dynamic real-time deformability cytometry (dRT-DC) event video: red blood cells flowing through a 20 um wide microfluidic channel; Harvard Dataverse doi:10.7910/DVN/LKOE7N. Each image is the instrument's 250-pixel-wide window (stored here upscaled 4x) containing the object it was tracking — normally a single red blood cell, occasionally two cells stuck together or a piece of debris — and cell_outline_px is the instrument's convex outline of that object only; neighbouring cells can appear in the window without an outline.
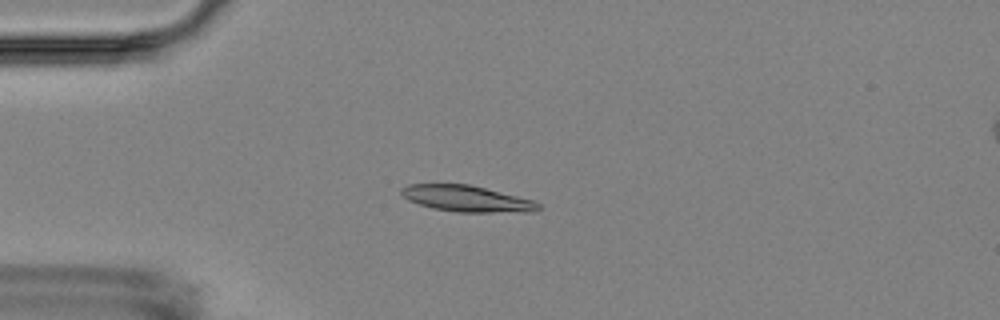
{"species": "Egyptian fruit bat (a non-hibernating species)", "species_latin": "Rousettus aegyptiacus", "temperature_condition": "room temperature", "stored_images_in_passage": 11, "camera_frame_rate_fps": 3000, "um_per_image_px": 0.085, "animal": {"sex": "female"}, "frame": {"image": 1, "passage_image": 4, "time_ms": 4.333, "image_size_px": [1000, 320], "cell_outline_px": [[540, 208], [536, 212], [456, 212], [432, 208], [408, 200], [400, 192], [400, 188], [408, 184], [468, 184], [532, 200], [540, 204]], "centroid_in_image_um": [39.66, 16.89], "position_along_channel_um": 45.3, "area_um2": 20.75}}
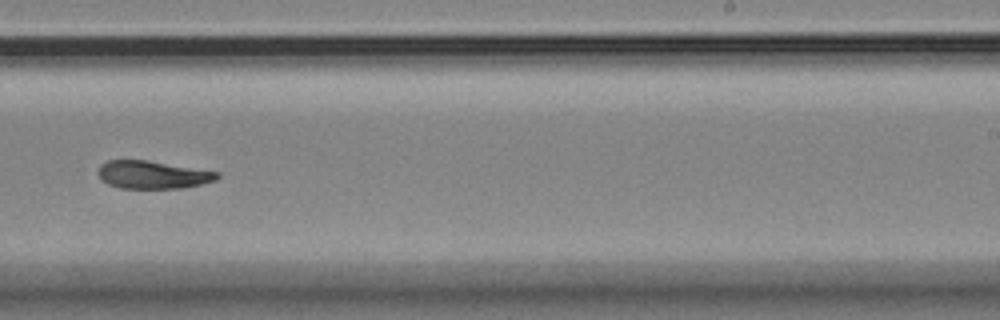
{"frame": {"image": 2, "passage_image": 10, "time_ms": 11.333, "image_size_px": [1000, 320], "cell_outline_px": [[220, 176], [216, 180], [200, 184], [180, 188], [120, 188], [108, 184], [96, 172], [100, 164], [108, 160], [148, 160], [220, 172]], "centroid_in_image_um": [12.97, 14.84], "position_along_channel_um": 276.0, "area_um2": 19.31}}
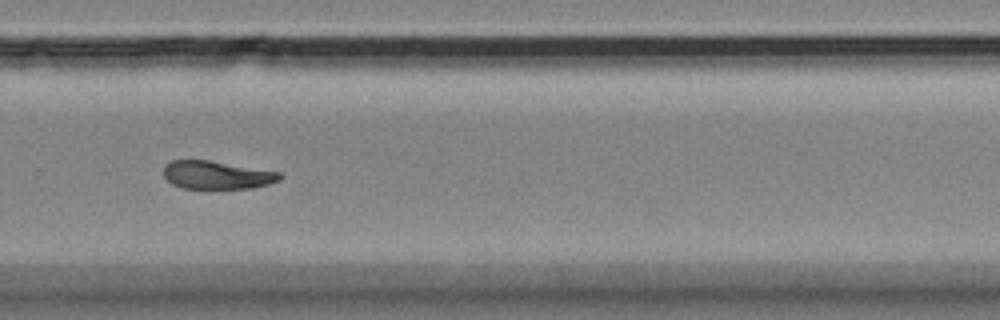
{"frame": {"image": 3, "passage_image": 11, "time_ms": 12.333, "image_size_px": [1000, 320], "cell_outline_px": [[284, 176], [280, 180], [268, 184], [252, 188], [184, 188], [172, 184], [164, 176], [164, 164], [172, 160], [208, 160], [280, 172]], "centroid_in_image_um": [18.44, 14.87], "position_along_channel_um": 311.4, "area_um2": 18.96}}